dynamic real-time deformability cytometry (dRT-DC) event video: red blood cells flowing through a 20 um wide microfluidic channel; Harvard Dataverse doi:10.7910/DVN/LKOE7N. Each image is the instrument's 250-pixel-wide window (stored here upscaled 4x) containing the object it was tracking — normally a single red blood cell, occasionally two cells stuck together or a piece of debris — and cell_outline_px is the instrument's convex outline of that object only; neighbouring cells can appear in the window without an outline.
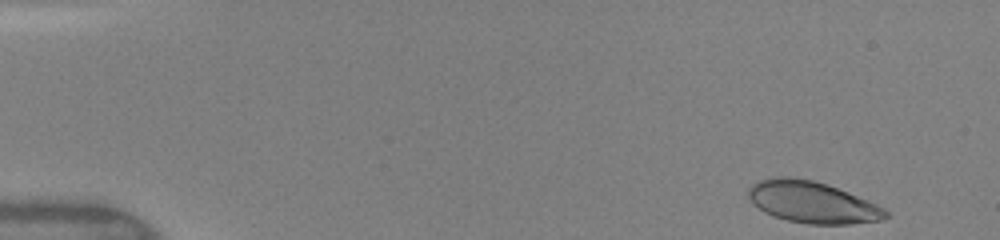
{"species": "human", "species_latin": "Homo sapiens", "temperature_condition": "warm", "stored_images_in_passage": 46, "camera_frame_rate_fps": 3000, "um_per_image_px": 0.085, "donor": {"sex": "female"}, "frame": {"image": 1, "passage_image": 1, "time_ms": 0.0, "image_size_px": [1000, 240], "cell_outline_px": [[888, 216], [880, 220], [852, 224], [808, 224], [788, 220], [764, 212], [752, 204], [748, 196], [748, 188], [752, 184], [760, 180], [772, 176], [788, 176], [812, 180], [848, 192], [868, 200], [884, 208], [888, 212]], "centroid_in_image_um": [69.01, 17.18], "position_along_channel_um": 16.0, "area_um2": 33.18}}
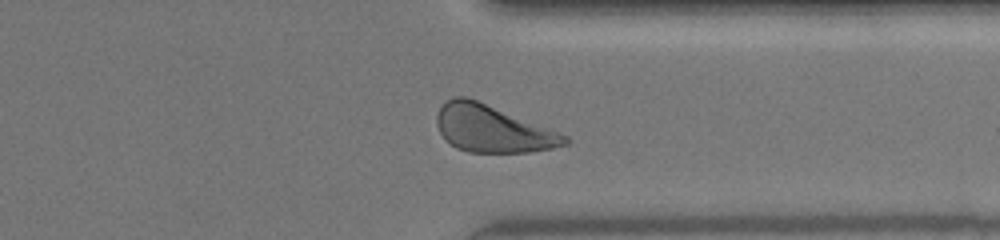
{"frame": {"image": 2, "passage_image": 36, "time_ms": 11.667, "image_size_px": [1000, 240], "cell_outline_px": [[572, 140], [568, 144], [552, 148], [528, 152], [468, 152], [456, 148], [448, 144], [444, 140], [436, 124], [436, 116], [440, 108], [448, 100], [456, 96], [464, 96], [476, 100], [560, 132], [568, 136]], "centroid_in_image_um": [41.86, 10.97], "position_along_channel_um": 369.5, "area_um2": 34.97}}
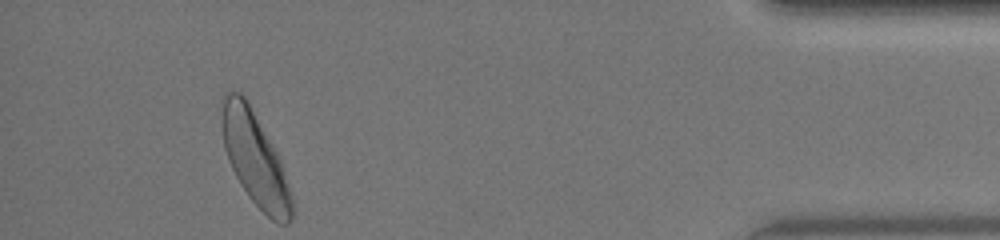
{"frame": {"image": 3, "passage_image": 43, "time_ms": 14.0, "image_size_px": [1000, 240], "cell_outline_px": [[292, 220], [288, 224], [280, 224], [272, 220], [248, 196], [240, 184], [228, 160], [224, 148], [220, 120], [220, 100], [224, 92], [240, 92], [244, 96], [276, 152], [280, 160], [292, 196]], "centroid_in_image_um": [21.63, 13.48], "position_along_channel_um": 413.6, "area_um2": 37.74}, "authors_computed_cell_mechanics": {"area_um2": 34.68, "velocity_mm_per_s": 4.1207, "shape_relaxation_time_tau1_ms": 2.1833, "shape_relaxation_time_tau2_ms": 0.6848, "deformation_change_tau1": 0.1235, "deformation_change_tau2": 0.0593}}